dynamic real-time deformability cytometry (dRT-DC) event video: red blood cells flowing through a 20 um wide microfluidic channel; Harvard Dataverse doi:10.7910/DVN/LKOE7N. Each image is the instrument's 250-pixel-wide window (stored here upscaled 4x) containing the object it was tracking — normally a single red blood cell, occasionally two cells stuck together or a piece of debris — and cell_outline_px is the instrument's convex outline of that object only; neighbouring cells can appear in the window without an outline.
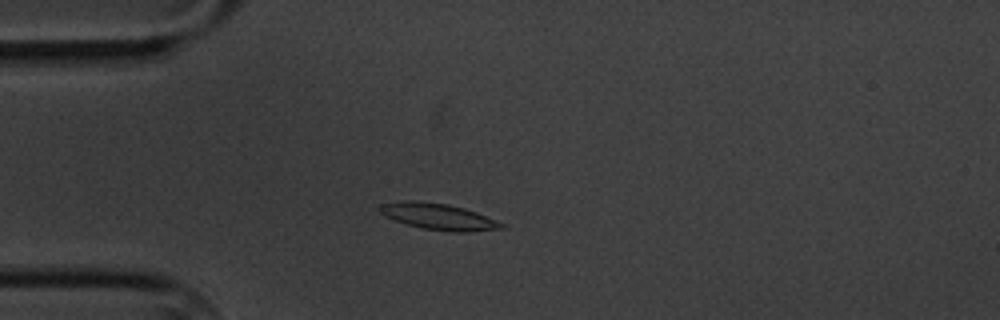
{"species": "common noctule bat (a hibernating species)", "species_latin": "Nyctalus noctula", "temperature_condition": "cold", "stored_images_in_passage": 3, "camera_frame_rate_fps": 3000, "um_per_image_px": 0.085, "animal": {"sex": "male", "body_mass_g": 20.1, "forearm_length_mm": 53.5}, "frame": {"image": 1, "passage_image": 3, "time_ms": 2.333, "image_size_px": [1000, 320], "cell_outline_px": [[504, 228], [468, 232], [452, 232], [420, 228], [384, 216], [376, 208], [380, 204], [408, 200], [412, 200], [448, 204], [464, 208], [476, 212], [496, 220], [504, 224]], "centroid_in_image_um": [37.24, 18.41], "position_along_channel_um": 47.8, "area_um2": 18.61}}